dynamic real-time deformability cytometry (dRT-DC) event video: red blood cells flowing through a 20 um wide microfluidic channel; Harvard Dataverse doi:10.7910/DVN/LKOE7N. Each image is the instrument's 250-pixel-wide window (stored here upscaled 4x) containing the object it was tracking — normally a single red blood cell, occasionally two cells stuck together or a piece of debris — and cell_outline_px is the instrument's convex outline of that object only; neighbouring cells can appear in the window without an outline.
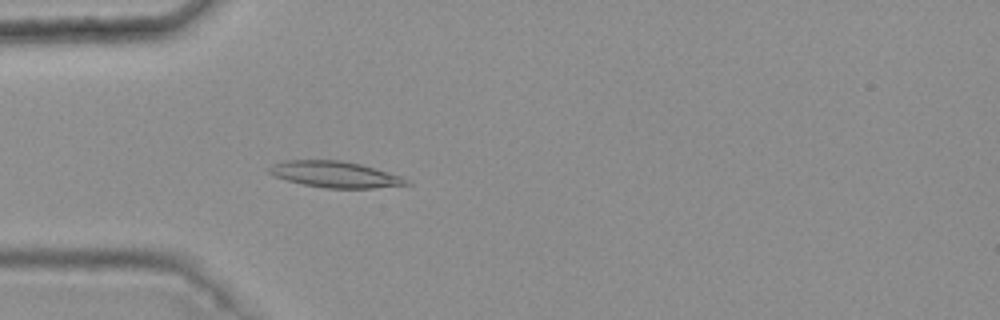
{"species": "common noctule bat (a hibernating species)", "species_latin": "Nyctalus noctula", "temperature_condition": "warm", "stored_images_in_passage": 4, "camera_frame_rate_fps": 3000, "um_per_image_px": 0.085, "animal": {"sex": "female", "body_mass_g": 25.1}, "frame": {"image": 1, "passage_image": 4, "time_ms": 1.0, "image_size_px": [1000, 320], "cell_outline_px": [[412, 184], [372, 188], [328, 188], [304, 184], [288, 180], [276, 176], [268, 172], [268, 168], [272, 164], [284, 160], [340, 160], [360, 164], [388, 172], [400, 176], [408, 180]], "centroid_in_image_um": [28.47, 14.82], "position_along_channel_um": 56.5, "area_um2": 20.69}}